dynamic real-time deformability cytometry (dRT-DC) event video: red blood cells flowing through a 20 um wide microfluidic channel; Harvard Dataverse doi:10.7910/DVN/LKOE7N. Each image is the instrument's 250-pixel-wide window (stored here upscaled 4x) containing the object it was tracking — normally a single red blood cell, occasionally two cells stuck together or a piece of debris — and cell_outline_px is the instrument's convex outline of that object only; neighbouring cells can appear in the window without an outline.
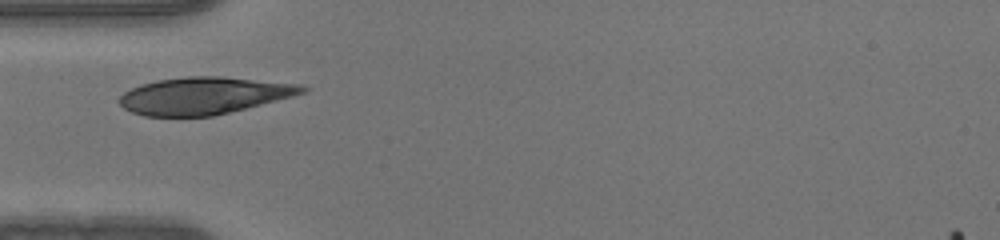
{"species": "human", "species_latin": "Homo sapiens", "temperature_condition": "warm", "stored_images_in_passage": 20, "camera_frame_rate_fps": 3000, "um_per_image_px": 0.085, "donor": {"sex": "male"}, "frame": {"image": 1, "passage_image": 1, "time_ms": 0.0, "image_size_px": [1000, 240], "cell_outline_px": [[308, 88], [304, 92], [292, 96], [212, 116], [144, 116], [132, 112], [124, 108], [116, 100], [124, 92], [140, 84], [156, 80], [188, 76], [220, 76], [304, 84]], "centroid_in_image_um": [17.3, 8.12], "position_along_channel_um": 67.7, "area_um2": 39.42}}
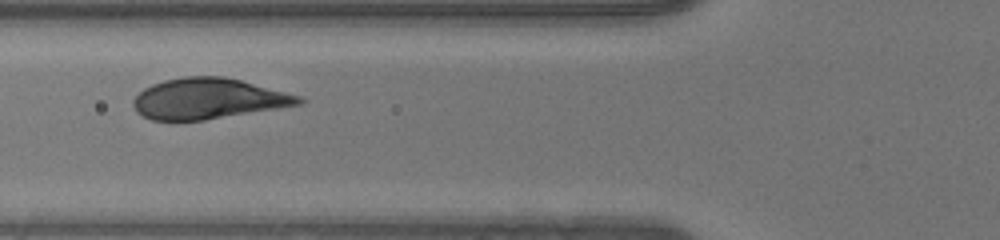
{"frame": {"image": 2, "passage_image": 4, "time_ms": 1.0, "image_size_px": [1000, 240], "cell_outline_px": [[308, 100], [304, 104], [204, 120], [152, 120], [136, 112], [132, 104], [132, 100], [144, 88], [152, 84], [164, 80], [184, 76], [220, 76], [240, 80], [300, 96]], "centroid_in_image_um": [17.7, 8.39], "position_along_channel_um": 108.1, "area_um2": 39.13}}